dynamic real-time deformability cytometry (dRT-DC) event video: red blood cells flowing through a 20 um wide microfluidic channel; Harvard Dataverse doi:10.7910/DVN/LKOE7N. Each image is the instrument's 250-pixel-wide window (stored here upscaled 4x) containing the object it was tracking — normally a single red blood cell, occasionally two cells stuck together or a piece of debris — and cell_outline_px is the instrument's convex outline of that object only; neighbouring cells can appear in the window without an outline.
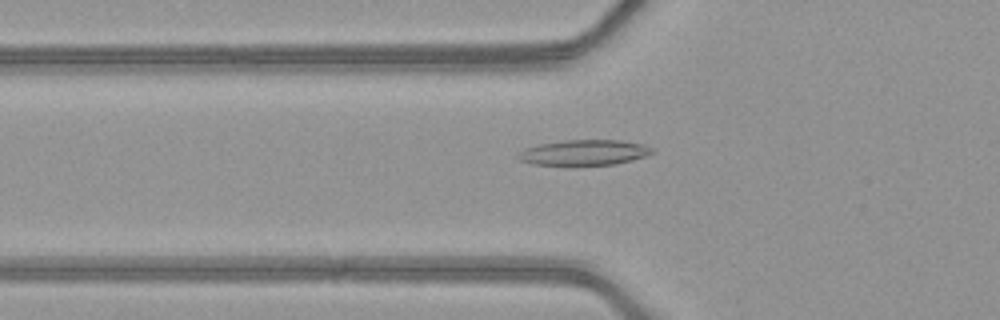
{"species": "common noctule bat (a hibernating species)", "species_latin": "Nyctalus noctula", "temperature_condition": "warm", "stored_images_in_passage": 51, "camera_frame_rate_fps": 3000, "um_per_image_px": 0.085, "animal": {"sex": "female", "body_mass_g": 21.9}, "frame": {"image": 1, "passage_image": 19, "time_ms": 6.0, "image_size_px": [1000, 320], "cell_outline_px": [[656, 152], [632, 160], [616, 164], [568, 168], [564, 168], [532, 164], [520, 160], [516, 156], [524, 148], [536, 144], [568, 140], [620, 140], [644, 144], [652, 148]], "centroid_in_image_um": [49.59, 13.01], "position_along_channel_um": 76.2, "area_um2": 20.92}}
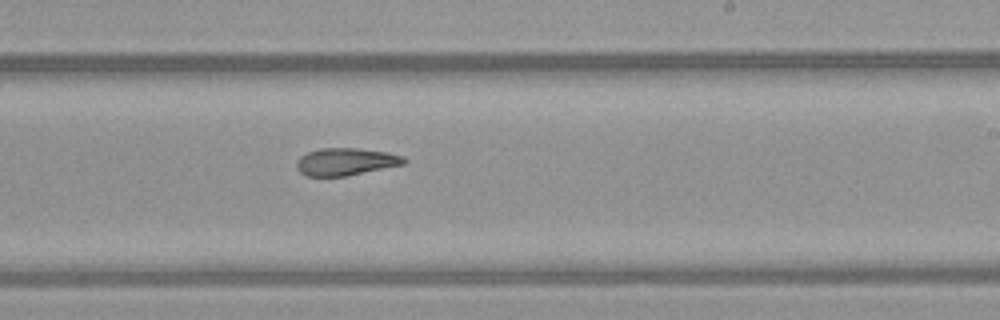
{"frame": {"image": 2, "passage_image": 32, "time_ms": 10.333, "image_size_px": [1000, 320], "cell_outline_px": [[408, 160], [404, 164], [348, 176], [304, 176], [296, 168], [296, 160], [300, 156], [308, 152], [320, 148], [356, 148], [388, 152], [404, 156]], "centroid_in_image_um": [29.38, 13.74], "position_along_channel_um": 259.6, "area_um2": 17.34}}
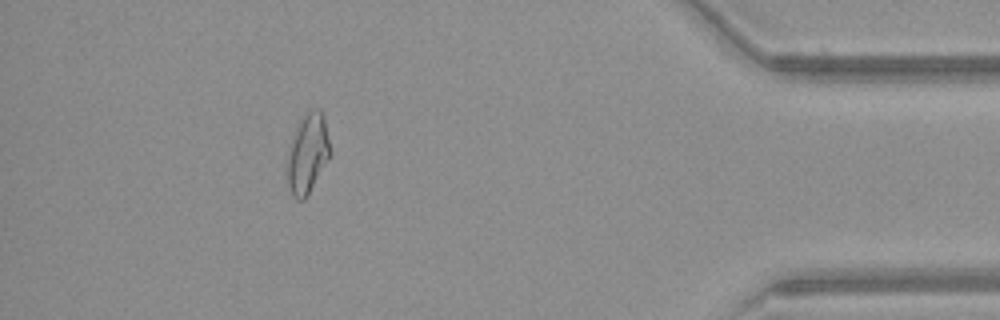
{"frame": {"image": 3, "passage_image": 46, "time_ms": 15.0, "image_size_px": [1000, 320], "cell_outline_px": [[332, 156], [308, 196], [304, 200], [296, 200], [292, 196], [284, 172], [288, 152], [296, 128], [300, 120], [312, 108], [320, 108], [324, 116], [332, 152]], "centroid_in_image_um": [26.16, 13.11], "position_along_channel_um": 409.0, "area_um2": 20.69}, "authors_computed_cell_mechanics": {"area_um2": 19.074, "velocity_mm_per_s": 4.1953, "shape_relaxation_time_tau1_ms": null, "shape_relaxation_time_tau2_ms": 8.5118, "deformation_change_tau1": null, "deformation_change_tau2": 0.2114}}